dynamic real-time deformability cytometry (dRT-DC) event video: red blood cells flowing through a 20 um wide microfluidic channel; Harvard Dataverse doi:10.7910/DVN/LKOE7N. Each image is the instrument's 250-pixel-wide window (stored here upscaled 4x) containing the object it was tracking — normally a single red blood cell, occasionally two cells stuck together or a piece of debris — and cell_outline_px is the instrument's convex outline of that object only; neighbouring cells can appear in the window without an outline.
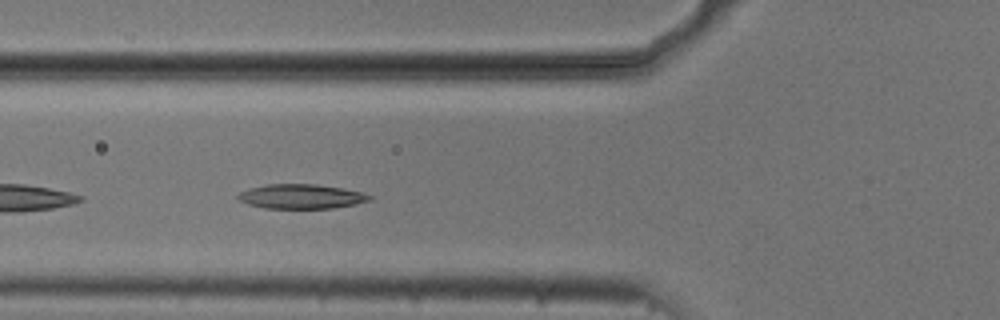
{"species": "common noctule bat (a hibernating species)", "species_latin": "Nyctalus noctula", "temperature_condition": "cold", "stored_images_in_passage": 38, "camera_frame_rate_fps": 3000, "um_per_image_px": 0.085, "animal": {"sex": "male", "body_mass_g": 20.5, "forearm_length_mm": 52.5}, "frame": {"image": 1, "passage_image": 5, "time_ms": 1.333, "image_size_px": [1000, 320], "cell_outline_px": [[372, 200], [356, 204], [332, 208], [264, 208], [248, 204], [236, 200], [236, 196], [240, 192], [248, 188], [268, 184], [316, 184], [344, 188], [364, 192], [372, 196]], "centroid_in_image_um": [25.6, 16.69], "position_along_channel_um": 100.2, "area_um2": 19.02}}
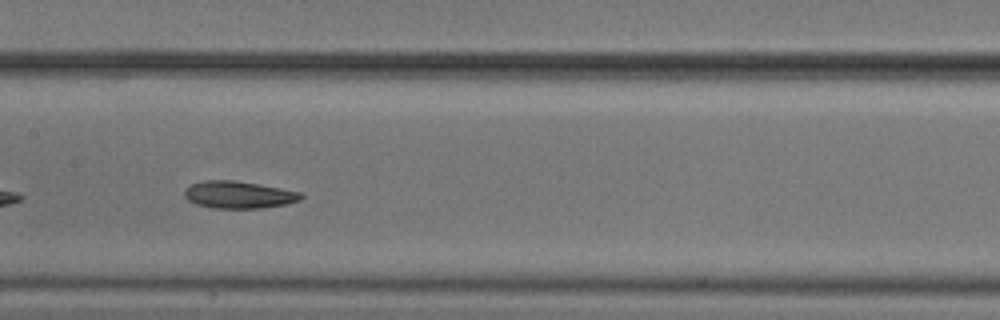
{"frame": {"image": 2, "passage_image": 12, "time_ms": 3.667, "image_size_px": [1000, 320], "cell_outline_px": [[304, 196], [300, 200], [284, 204], [260, 208], [212, 208], [196, 204], [188, 200], [184, 196], [184, 192], [192, 184], [204, 180], [236, 180], [304, 192]], "centroid_in_image_um": [20.32, 16.55], "position_along_channel_um": 187.1, "area_um2": 18.5}}
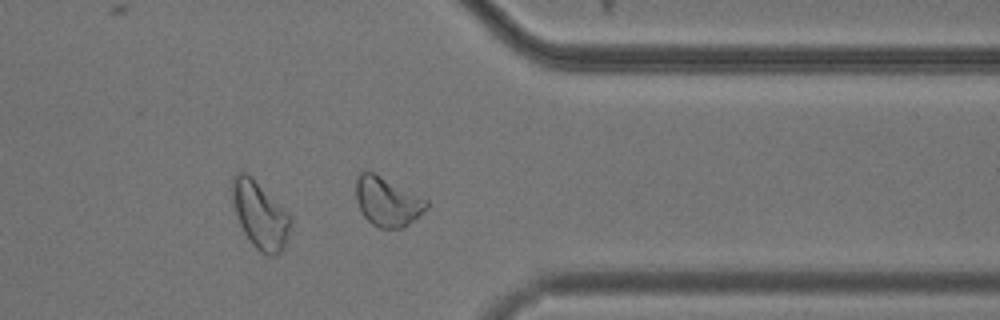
{"frame": {"image": 3, "passage_image": 28, "time_ms": 9.0, "image_size_px": [1000, 320], "cell_outline_px": [[428, 208], [404, 228], [380, 228], [372, 224], [364, 216], [356, 200], [356, 176], [360, 172], [372, 172], [428, 200]], "centroid_in_image_um": [32.92, 17.15], "position_along_channel_um": 378.5, "area_um2": 19.94}, "authors_computed_cell_mechanics": {"area_um2": 18.5827, "velocity_mm_per_s": 3.7008, "shape_relaxation_time_tau1_ms": 4.685, "shape_relaxation_time_tau2_ms": 7.6656, "deformation_change_tau1": 0.1182, "deformation_change_tau2": 0.1486}}